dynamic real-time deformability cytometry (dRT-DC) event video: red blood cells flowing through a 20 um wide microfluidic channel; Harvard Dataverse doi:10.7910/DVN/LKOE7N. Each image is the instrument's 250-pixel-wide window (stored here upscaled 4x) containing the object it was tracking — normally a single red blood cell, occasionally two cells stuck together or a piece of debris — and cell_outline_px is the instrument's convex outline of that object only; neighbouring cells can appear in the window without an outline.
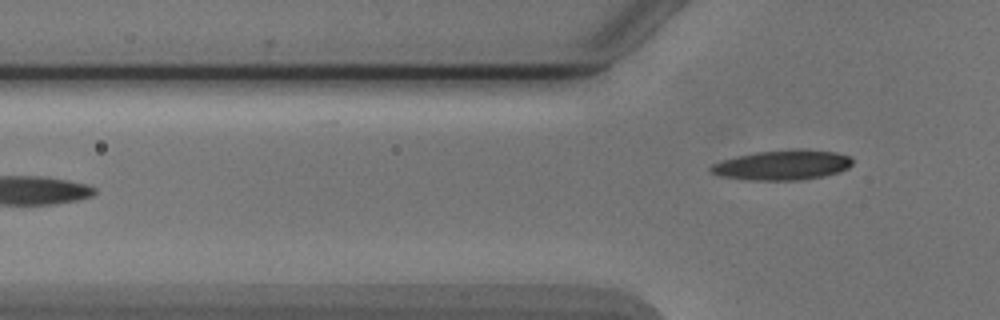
{"species": "Egyptian fruit bat (a non-hibernating species)", "species_latin": "Rousettus aegyptiacus", "temperature_condition": "cold", "stored_images_in_passage": 5, "camera_frame_rate_fps": 3000, "um_per_image_px": 0.085, "animal": {"sex": "male"}, "frame": {"image": 1, "passage_image": 5, "time_ms": 5.0, "image_size_px": [1000, 320], "cell_outline_px": [[852, 164], [848, 168], [840, 172], [824, 176], [800, 180], [752, 180], [720, 176], [712, 172], [708, 168], [712, 164], [736, 156], [756, 152], [796, 148], [800, 148], [836, 152], [852, 156]], "centroid_in_image_um": [66.56, 14.01], "position_along_channel_um": 59.2, "area_um2": 24.91}}